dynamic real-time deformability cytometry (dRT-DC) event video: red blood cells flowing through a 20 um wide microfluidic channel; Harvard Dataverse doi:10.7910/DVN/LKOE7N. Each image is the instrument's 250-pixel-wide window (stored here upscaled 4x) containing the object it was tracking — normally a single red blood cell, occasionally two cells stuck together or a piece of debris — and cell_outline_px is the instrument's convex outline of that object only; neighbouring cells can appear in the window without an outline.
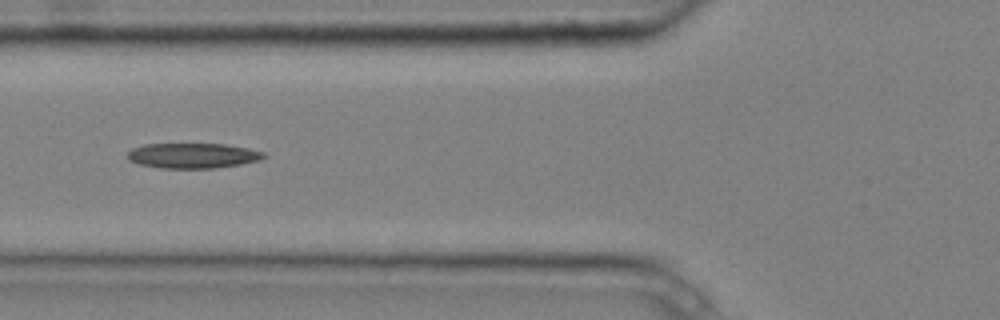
{"species": "common noctule bat (a hibernating species)", "species_latin": "Nyctalus noctula", "temperature_condition": "cold", "stored_images_in_passage": 8, "camera_frame_rate_fps": 3000, "um_per_image_px": 0.085, "animal": {"sex": "male", "body_mass_g": 20.4}, "frame": {"image": 1, "passage_image": 6, "time_ms": 1.667, "image_size_px": [1000, 320], "cell_outline_px": [[268, 156], [260, 160], [240, 164], [216, 168], [160, 168], [140, 164], [128, 160], [128, 152], [132, 148], [144, 144], [224, 144], [248, 148], [264, 152]], "centroid_in_image_um": [16.4, 13.23], "position_along_channel_um": 109.4, "area_um2": 20.0}}
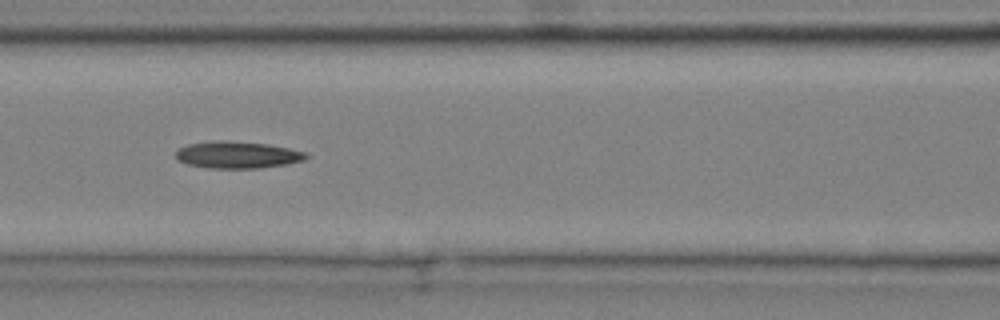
{"frame": {"image": 2, "passage_image": 7, "time_ms": 2.0, "image_size_px": [1000, 320], "cell_outline_px": [[308, 156], [304, 160], [288, 164], [260, 168], [208, 168], [188, 164], [176, 160], [176, 152], [180, 148], [188, 144], [216, 140], [224, 140], [268, 144], [308, 152]], "centroid_in_image_um": [20.19, 13.16], "position_along_channel_um": 146.4, "area_um2": 20.52}}
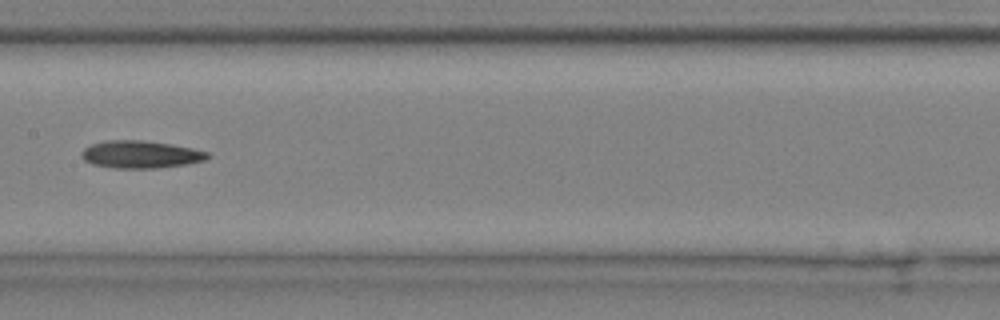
{"frame": {"image": 3, "passage_image": 8, "time_ms": 2.333, "image_size_px": [1000, 320], "cell_outline_px": [[212, 156], [204, 160], [188, 164], [156, 168], [116, 168], [92, 164], [84, 160], [80, 156], [80, 152], [84, 148], [92, 144], [104, 140], [144, 140], [172, 144], [192, 148], [208, 152]], "centroid_in_image_um": [11.94, 13.12], "position_along_channel_um": 195.5, "area_um2": 20.35}}